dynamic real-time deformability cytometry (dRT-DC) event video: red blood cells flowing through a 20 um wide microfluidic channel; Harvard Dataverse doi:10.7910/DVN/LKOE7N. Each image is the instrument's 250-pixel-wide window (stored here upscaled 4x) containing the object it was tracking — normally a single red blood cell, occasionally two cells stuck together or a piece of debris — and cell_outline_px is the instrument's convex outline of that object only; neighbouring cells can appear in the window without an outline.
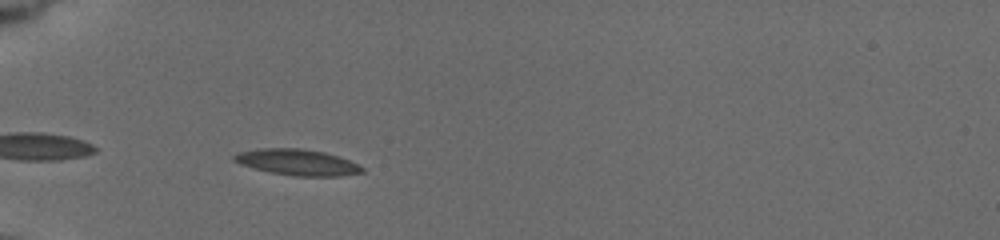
{"species": "common noctule bat (a hibernating species)", "species_latin": "Nyctalus noctula", "temperature_condition": "cold", "stored_images_in_passage": 7, "camera_frame_rate_fps": 3000, "um_per_image_px": 0.085, "animal": {"sex": "female", "body_mass_g": 19.5, "forearm_length_mm": 54.1}, "frame": {"image": 1, "passage_image": 6, "time_ms": 3.667, "image_size_px": [1000, 240], "cell_outline_px": [[364, 172], [340, 176], [296, 176], [272, 172], [240, 164], [232, 160], [232, 156], [240, 152], [260, 148], [300, 148], [324, 152], [340, 156], [364, 168]], "centroid_in_image_um": [25.29, 13.78], "position_along_channel_um": 59.7, "area_um2": 19.25}}